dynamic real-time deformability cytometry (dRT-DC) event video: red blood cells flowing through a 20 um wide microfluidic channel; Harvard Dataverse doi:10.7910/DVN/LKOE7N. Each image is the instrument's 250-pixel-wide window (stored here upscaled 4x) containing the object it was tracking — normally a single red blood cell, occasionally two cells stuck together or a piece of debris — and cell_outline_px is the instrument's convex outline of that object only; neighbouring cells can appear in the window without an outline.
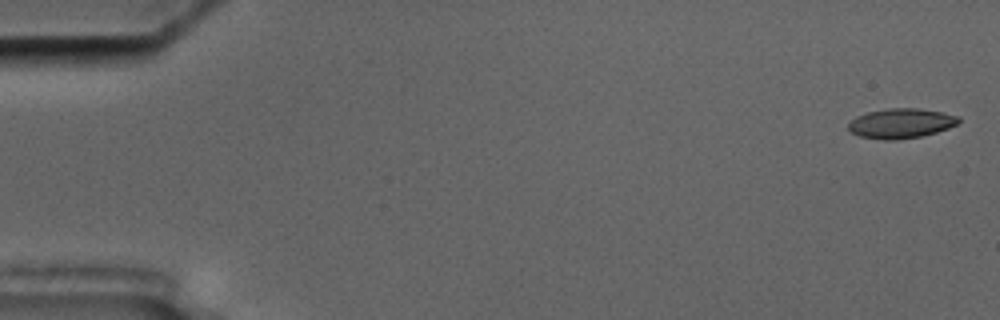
{"species": "common noctule bat (a hibernating species)", "species_latin": "Nyctalus noctula", "temperature_condition": "cold", "stored_images_in_passage": 4, "camera_frame_rate_fps": 3000, "um_per_image_px": 0.085, "animal": {"sex": "male", "body_mass_g": 17.5, "forearm_length_mm": 52.3}, "frame": {"image": 1, "passage_image": 1, "time_ms": 0.0, "image_size_px": [1000, 320], "cell_outline_px": [[960, 120], [956, 124], [948, 128], [936, 132], [920, 136], [896, 140], [888, 140], [860, 136], [852, 132], [848, 128], [848, 124], [856, 116], [868, 112], [888, 108], [916, 108], [940, 112], [960, 116]], "centroid_in_image_um": [76.58, 10.48], "position_along_channel_um": 8.4, "area_um2": 18.9}}